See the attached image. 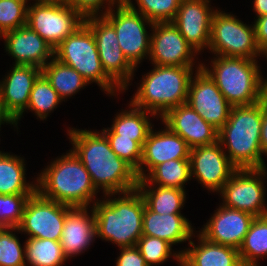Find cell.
<instances>
[{
  "label": "cell",
  "mask_w": 267,
  "mask_h": 266,
  "mask_svg": "<svg viewBox=\"0 0 267 266\" xmlns=\"http://www.w3.org/2000/svg\"><path fill=\"white\" fill-rule=\"evenodd\" d=\"M71 149L89 172L97 191L103 194H121L137 189L136 170L111 149L101 132L69 128ZM99 189V190H98Z\"/></svg>",
  "instance_id": "obj_1"
},
{
  "label": "cell",
  "mask_w": 267,
  "mask_h": 266,
  "mask_svg": "<svg viewBox=\"0 0 267 266\" xmlns=\"http://www.w3.org/2000/svg\"><path fill=\"white\" fill-rule=\"evenodd\" d=\"M115 195L120 193L106 194V198L97 199L91 207L95 214L96 238L117 244L119 248L134 247L143 235L144 198L138 189L121 193L117 198Z\"/></svg>",
  "instance_id": "obj_2"
},
{
  "label": "cell",
  "mask_w": 267,
  "mask_h": 266,
  "mask_svg": "<svg viewBox=\"0 0 267 266\" xmlns=\"http://www.w3.org/2000/svg\"><path fill=\"white\" fill-rule=\"evenodd\" d=\"M263 100L252 105L232 106L229 118L218 131V141L237 169L265 168L260 133Z\"/></svg>",
  "instance_id": "obj_3"
},
{
  "label": "cell",
  "mask_w": 267,
  "mask_h": 266,
  "mask_svg": "<svg viewBox=\"0 0 267 266\" xmlns=\"http://www.w3.org/2000/svg\"><path fill=\"white\" fill-rule=\"evenodd\" d=\"M36 180V191L45 199L71 207H90L97 201L89 172L70 149L48 164Z\"/></svg>",
  "instance_id": "obj_4"
},
{
  "label": "cell",
  "mask_w": 267,
  "mask_h": 266,
  "mask_svg": "<svg viewBox=\"0 0 267 266\" xmlns=\"http://www.w3.org/2000/svg\"><path fill=\"white\" fill-rule=\"evenodd\" d=\"M210 66L202 63L201 68L232 106L252 105L267 96V80L262 77L257 59L216 55Z\"/></svg>",
  "instance_id": "obj_5"
},
{
  "label": "cell",
  "mask_w": 267,
  "mask_h": 266,
  "mask_svg": "<svg viewBox=\"0 0 267 266\" xmlns=\"http://www.w3.org/2000/svg\"><path fill=\"white\" fill-rule=\"evenodd\" d=\"M193 67L160 66L148 72L140 81L130 101L135 107L160 118L171 108L187 103L188 87Z\"/></svg>",
  "instance_id": "obj_6"
},
{
  "label": "cell",
  "mask_w": 267,
  "mask_h": 266,
  "mask_svg": "<svg viewBox=\"0 0 267 266\" xmlns=\"http://www.w3.org/2000/svg\"><path fill=\"white\" fill-rule=\"evenodd\" d=\"M54 58L77 70L89 84L97 83L110 96L123 91L103 70L93 33L84 23L54 49Z\"/></svg>",
  "instance_id": "obj_7"
},
{
  "label": "cell",
  "mask_w": 267,
  "mask_h": 266,
  "mask_svg": "<svg viewBox=\"0 0 267 266\" xmlns=\"http://www.w3.org/2000/svg\"><path fill=\"white\" fill-rule=\"evenodd\" d=\"M236 17L218 9L214 12L208 49L215 56L246 59L263 56L255 40L254 24L248 26Z\"/></svg>",
  "instance_id": "obj_8"
},
{
  "label": "cell",
  "mask_w": 267,
  "mask_h": 266,
  "mask_svg": "<svg viewBox=\"0 0 267 266\" xmlns=\"http://www.w3.org/2000/svg\"><path fill=\"white\" fill-rule=\"evenodd\" d=\"M114 9L111 8L103 16L113 25L119 47L127 60L138 68V64L149 56L151 33L148 34L146 27L149 25L152 28L153 22L131 9L124 1Z\"/></svg>",
  "instance_id": "obj_9"
},
{
  "label": "cell",
  "mask_w": 267,
  "mask_h": 266,
  "mask_svg": "<svg viewBox=\"0 0 267 266\" xmlns=\"http://www.w3.org/2000/svg\"><path fill=\"white\" fill-rule=\"evenodd\" d=\"M34 1L27 8V25L53 49L84 23L85 18L69 4Z\"/></svg>",
  "instance_id": "obj_10"
},
{
  "label": "cell",
  "mask_w": 267,
  "mask_h": 266,
  "mask_svg": "<svg viewBox=\"0 0 267 266\" xmlns=\"http://www.w3.org/2000/svg\"><path fill=\"white\" fill-rule=\"evenodd\" d=\"M266 169H237L219 192L222 205L248 212L254 217L266 216Z\"/></svg>",
  "instance_id": "obj_11"
},
{
  "label": "cell",
  "mask_w": 267,
  "mask_h": 266,
  "mask_svg": "<svg viewBox=\"0 0 267 266\" xmlns=\"http://www.w3.org/2000/svg\"><path fill=\"white\" fill-rule=\"evenodd\" d=\"M84 24L92 31L105 73L126 91L134 77L135 68L125 57L118 44L113 25L103 16H89Z\"/></svg>",
  "instance_id": "obj_12"
},
{
  "label": "cell",
  "mask_w": 267,
  "mask_h": 266,
  "mask_svg": "<svg viewBox=\"0 0 267 266\" xmlns=\"http://www.w3.org/2000/svg\"><path fill=\"white\" fill-rule=\"evenodd\" d=\"M71 206L48 200L37 191L27 200L17 232L28 238L59 241L67 211Z\"/></svg>",
  "instance_id": "obj_13"
},
{
  "label": "cell",
  "mask_w": 267,
  "mask_h": 266,
  "mask_svg": "<svg viewBox=\"0 0 267 266\" xmlns=\"http://www.w3.org/2000/svg\"><path fill=\"white\" fill-rule=\"evenodd\" d=\"M201 65L202 63H198L195 66V76L190 79L187 103L219 131L227 122L232 105Z\"/></svg>",
  "instance_id": "obj_14"
},
{
  "label": "cell",
  "mask_w": 267,
  "mask_h": 266,
  "mask_svg": "<svg viewBox=\"0 0 267 266\" xmlns=\"http://www.w3.org/2000/svg\"><path fill=\"white\" fill-rule=\"evenodd\" d=\"M191 179H197L204 188L219 193L237 170L219 141L192 148L190 151Z\"/></svg>",
  "instance_id": "obj_15"
},
{
  "label": "cell",
  "mask_w": 267,
  "mask_h": 266,
  "mask_svg": "<svg viewBox=\"0 0 267 266\" xmlns=\"http://www.w3.org/2000/svg\"><path fill=\"white\" fill-rule=\"evenodd\" d=\"M152 29L148 58L153 65L194 67L197 52L173 22H156Z\"/></svg>",
  "instance_id": "obj_16"
},
{
  "label": "cell",
  "mask_w": 267,
  "mask_h": 266,
  "mask_svg": "<svg viewBox=\"0 0 267 266\" xmlns=\"http://www.w3.org/2000/svg\"><path fill=\"white\" fill-rule=\"evenodd\" d=\"M211 0H181L173 24L188 44L199 54L208 49L211 35V21L214 12Z\"/></svg>",
  "instance_id": "obj_17"
},
{
  "label": "cell",
  "mask_w": 267,
  "mask_h": 266,
  "mask_svg": "<svg viewBox=\"0 0 267 266\" xmlns=\"http://www.w3.org/2000/svg\"><path fill=\"white\" fill-rule=\"evenodd\" d=\"M0 82V102L14 119L15 127L23 117L29 103L30 93L42 69L32 65H15Z\"/></svg>",
  "instance_id": "obj_18"
},
{
  "label": "cell",
  "mask_w": 267,
  "mask_h": 266,
  "mask_svg": "<svg viewBox=\"0 0 267 266\" xmlns=\"http://www.w3.org/2000/svg\"><path fill=\"white\" fill-rule=\"evenodd\" d=\"M190 151L191 148L186 141L178 134L173 133L166 125L165 129H161V131H154L152 127L142 146V158L140 166L136 170L138 179H143L146 171L149 173L155 166L166 161L189 159Z\"/></svg>",
  "instance_id": "obj_19"
},
{
  "label": "cell",
  "mask_w": 267,
  "mask_h": 266,
  "mask_svg": "<svg viewBox=\"0 0 267 266\" xmlns=\"http://www.w3.org/2000/svg\"><path fill=\"white\" fill-rule=\"evenodd\" d=\"M255 217L244 211L220 205L198 231L207 240L239 249Z\"/></svg>",
  "instance_id": "obj_20"
},
{
  "label": "cell",
  "mask_w": 267,
  "mask_h": 266,
  "mask_svg": "<svg viewBox=\"0 0 267 266\" xmlns=\"http://www.w3.org/2000/svg\"><path fill=\"white\" fill-rule=\"evenodd\" d=\"M160 119L173 133L181 136L191 149L218 141V130L188 103L169 109Z\"/></svg>",
  "instance_id": "obj_21"
},
{
  "label": "cell",
  "mask_w": 267,
  "mask_h": 266,
  "mask_svg": "<svg viewBox=\"0 0 267 266\" xmlns=\"http://www.w3.org/2000/svg\"><path fill=\"white\" fill-rule=\"evenodd\" d=\"M5 50L14 57L15 65H32L43 68L53 57L54 49L28 25L1 35Z\"/></svg>",
  "instance_id": "obj_22"
},
{
  "label": "cell",
  "mask_w": 267,
  "mask_h": 266,
  "mask_svg": "<svg viewBox=\"0 0 267 266\" xmlns=\"http://www.w3.org/2000/svg\"><path fill=\"white\" fill-rule=\"evenodd\" d=\"M88 207H71L65 217L60 244L66 258L77 257L95 241V214Z\"/></svg>",
  "instance_id": "obj_23"
},
{
  "label": "cell",
  "mask_w": 267,
  "mask_h": 266,
  "mask_svg": "<svg viewBox=\"0 0 267 266\" xmlns=\"http://www.w3.org/2000/svg\"><path fill=\"white\" fill-rule=\"evenodd\" d=\"M197 235L199 244L190 240V248L179 251L183 266H243L238 249L213 243L200 233Z\"/></svg>",
  "instance_id": "obj_24"
},
{
  "label": "cell",
  "mask_w": 267,
  "mask_h": 266,
  "mask_svg": "<svg viewBox=\"0 0 267 266\" xmlns=\"http://www.w3.org/2000/svg\"><path fill=\"white\" fill-rule=\"evenodd\" d=\"M182 214H158L146 205L143 213L142 234L166 240L171 245L192 240L194 229Z\"/></svg>",
  "instance_id": "obj_25"
},
{
  "label": "cell",
  "mask_w": 267,
  "mask_h": 266,
  "mask_svg": "<svg viewBox=\"0 0 267 266\" xmlns=\"http://www.w3.org/2000/svg\"><path fill=\"white\" fill-rule=\"evenodd\" d=\"M25 165L22 157L0 151V194H34L36 192V182L32 184L26 181Z\"/></svg>",
  "instance_id": "obj_26"
},
{
  "label": "cell",
  "mask_w": 267,
  "mask_h": 266,
  "mask_svg": "<svg viewBox=\"0 0 267 266\" xmlns=\"http://www.w3.org/2000/svg\"><path fill=\"white\" fill-rule=\"evenodd\" d=\"M129 109V111L122 110L116 114L110 129L121 137L132 138L142 147L153 127L148 115L150 114L152 117L156 115L135 107L131 102L129 103Z\"/></svg>",
  "instance_id": "obj_27"
},
{
  "label": "cell",
  "mask_w": 267,
  "mask_h": 266,
  "mask_svg": "<svg viewBox=\"0 0 267 266\" xmlns=\"http://www.w3.org/2000/svg\"><path fill=\"white\" fill-rule=\"evenodd\" d=\"M145 205L158 214H181L186 200V191L156 185H137Z\"/></svg>",
  "instance_id": "obj_28"
},
{
  "label": "cell",
  "mask_w": 267,
  "mask_h": 266,
  "mask_svg": "<svg viewBox=\"0 0 267 266\" xmlns=\"http://www.w3.org/2000/svg\"><path fill=\"white\" fill-rule=\"evenodd\" d=\"M42 74L63 101L89 84L77 70L54 57L42 68Z\"/></svg>",
  "instance_id": "obj_29"
},
{
  "label": "cell",
  "mask_w": 267,
  "mask_h": 266,
  "mask_svg": "<svg viewBox=\"0 0 267 266\" xmlns=\"http://www.w3.org/2000/svg\"><path fill=\"white\" fill-rule=\"evenodd\" d=\"M191 179L189 159L169 160L155 166L138 185H158L162 187L183 189Z\"/></svg>",
  "instance_id": "obj_30"
},
{
  "label": "cell",
  "mask_w": 267,
  "mask_h": 266,
  "mask_svg": "<svg viewBox=\"0 0 267 266\" xmlns=\"http://www.w3.org/2000/svg\"><path fill=\"white\" fill-rule=\"evenodd\" d=\"M238 251L243 266H260L258 261L267 256V215L252 220Z\"/></svg>",
  "instance_id": "obj_31"
},
{
  "label": "cell",
  "mask_w": 267,
  "mask_h": 266,
  "mask_svg": "<svg viewBox=\"0 0 267 266\" xmlns=\"http://www.w3.org/2000/svg\"><path fill=\"white\" fill-rule=\"evenodd\" d=\"M24 243L29 266H62L67 260L59 241L28 238Z\"/></svg>",
  "instance_id": "obj_32"
},
{
  "label": "cell",
  "mask_w": 267,
  "mask_h": 266,
  "mask_svg": "<svg viewBox=\"0 0 267 266\" xmlns=\"http://www.w3.org/2000/svg\"><path fill=\"white\" fill-rule=\"evenodd\" d=\"M62 101L50 82L41 74L33 85L26 109L34 112L40 120H44Z\"/></svg>",
  "instance_id": "obj_33"
},
{
  "label": "cell",
  "mask_w": 267,
  "mask_h": 266,
  "mask_svg": "<svg viewBox=\"0 0 267 266\" xmlns=\"http://www.w3.org/2000/svg\"><path fill=\"white\" fill-rule=\"evenodd\" d=\"M131 9L145 18L156 22H172L177 14L181 0H136L138 8L131 0H123Z\"/></svg>",
  "instance_id": "obj_34"
},
{
  "label": "cell",
  "mask_w": 267,
  "mask_h": 266,
  "mask_svg": "<svg viewBox=\"0 0 267 266\" xmlns=\"http://www.w3.org/2000/svg\"><path fill=\"white\" fill-rule=\"evenodd\" d=\"M136 247L140 250L148 266L163 264L172 256L181 263V254L178 251L174 252L171 248L173 246L164 239L142 235L138 239Z\"/></svg>",
  "instance_id": "obj_35"
},
{
  "label": "cell",
  "mask_w": 267,
  "mask_h": 266,
  "mask_svg": "<svg viewBox=\"0 0 267 266\" xmlns=\"http://www.w3.org/2000/svg\"><path fill=\"white\" fill-rule=\"evenodd\" d=\"M16 231L18 227L0 228V266H26L25 245L21 246Z\"/></svg>",
  "instance_id": "obj_36"
},
{
  "label": "cell",
  "mask_w": 267,
  "mask_h": 266,
  "mask_svg": "<svg viewBox=\"0 0 267 266\" xmlns=\"http://www.w3.org/2000/svg\"><path fill=\"white\" fill-rule=\"evenodd\" d=\"M28 1L0 0V35L27 25Z\"/></svg>",
  "instance_id": "obj_37"
},
{
  "label": "cell",
  "mask_w": 267,
  "mask_h": 266,
  "mask_svg": "<svg viewBox=\"0 0 267 266\" xmlns=\"http://www.w3.org/2000/svg\"><path fill=\"white\" fill-rule=\"evenodd\" d=\"M101 132L108 139L110 147L116 155L137 170L142 158V147L132 138L115 134L109 127L104 128Z\"/></svg>",
  "instance_id": "obj_38"
},
{
  "label": "cell",
  "mask_w": 267,
  "mask_h": 266,
  "mask_svg": "<svg viewBox=\"0 0 267 266\" xmlns=\"http://www.w3.org/2000/svg\"><path fill=\"white\" fill-rule=\"evenodd\" d=\"M33 194H0V228L18 227L27 200Z\"/></svg>",
  "instance_id": "obj_39"
},
{
  "label": "cell",
  "mask_w": 267,
  "mask_h": 266,
  "mask_svg": "<svg viewBox=\"0 0 267 266\" xmlns=\"http://www.w3.org/2000/svg\"><path fill=\"white\" fill-rule=\"evenodd\" d=\"M122 1L123 0H70L69 5L86 18L89 16L106 14L111 8H114V5H118ZM103 4L108 6H104ZM105 7V12H103L101 8L104 9Z\"/></svg>",
  "instance_id": "obj_40"
},
{
  "label": "cell",
  "mask_w": 267,
  "mask_h": 266,
  "mask_svg": "<svg viewBox=\"0 0 267 266\" xmlns=\"http://www.w3.org/2000/svg\"><path fill=\"white\" fill-rule=\"evenodd\" d=\"M120 252L115 266H148L136 246L120 248Z\"/></svg>",
  "instance_id": "obj_41"
},
{
  "label": "cell",
  "mask_w": 267,
  "mask_h": 266,
  "mask_svg": "<svg viewBox=\"0 0 267 266\" xmlns=\"http://www.w3.org/2000/svg\"><path fill=\"white\" fill-rule=\"evenodd\" d=\"M254 23L257 46L265 55L267 53V15L256 17Z\"/></svg>",
  "instance_id": "obj_42"
},
{
  "label": "cell",
  "mask_w": 267,
  "mask_h": 266,
  "mask_svg": "<svg viewBox=\"0 0 267 266\" xmlns=\"http://www.w3.org/2000/svg\"><path fill=\"white\" fill-rule=\"evenodd\" d=\"M262 153L267 155V96L263 99V119L260 133Z\"/></svg>",
  "instance_id": "obj_43"
},
{
  "label": "cell",
  "mask_w": 267,
  "mask_h": 266,
  "mask_svg": "<svg viewBox=\"0 0 267 266\" xmlns=\"http://www.w3.org/2000/svg\"><path fill=\"white\" fill-rule=\"evenodd\" d=\"M253 10L256 12V17L267 15V0H254Z\"/></svg>",
  "instance_id": "obj_44"
},
{
  "label": "cell",
  "mask_w": 267,
  "mask_h": 266,
  "mask_svg": "<svg viewBox=\"0 0 267 266\" xmlns=\"http://www.w3.org/2000/svg\"><path fill=\"white\" fill-rule=\"evenodd\" d=\"M4 123L14 125L15 127L14 119L4 110V107L2 106L0 102V128H1V125Z\"/></svg>",
  "instance_id": "obj_45"
},
{
  "label": "cell",
  "mask_w": 267,
  "mask_h": 266,
  "mask_svg": "<svg viewBox=\"0 0 267 266\" xmlns=\"http://www.w3.org/2000/svg\"><path fill=\"white\" fill-rule=\"evenodd\" d=\"M43 2H53V3H63V4H69L70 0H40Z\"/></svg>",
  "instance_id": "obj_46"
}]
</instances>
